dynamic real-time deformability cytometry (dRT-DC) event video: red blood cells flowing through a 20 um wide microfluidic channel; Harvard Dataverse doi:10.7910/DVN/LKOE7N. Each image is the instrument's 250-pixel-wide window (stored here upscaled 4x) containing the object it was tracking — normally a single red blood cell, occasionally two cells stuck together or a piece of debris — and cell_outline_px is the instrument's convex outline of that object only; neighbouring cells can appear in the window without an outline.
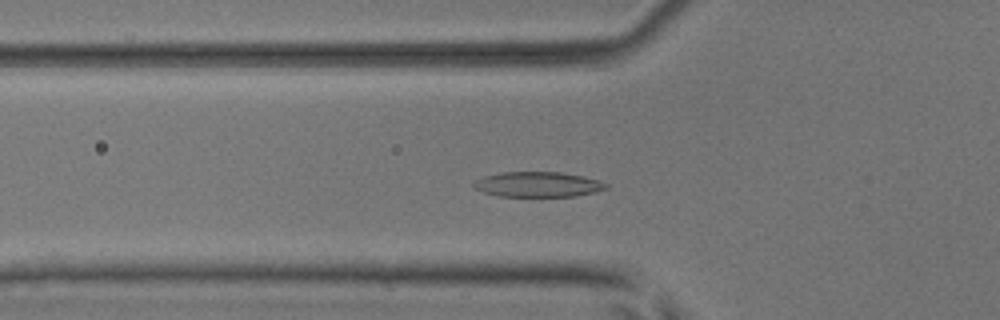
{"species": "common noctule bat (a hibernating species)", "species_latin": "Nyctalus noctula", "temperature_condition": "room temperature", "stored_images_in_passage": 53, "camera_frame_rate_fps": 3000, "um_per_image_px": 0.085, "animal": {"sex": "male", "body_mass_g": 17.9, "forearm_length_mm": 54.2}, "frame": {"image": 1, "passage_image": 18, "time_ms": 5.667, "image_size_px": [1000, 320], "cell_outline_px": [[608, 188], [596, 192], [576, 196], [500, 196], [484, 192], [476, 188], [472, 184], [476, 180], [484, 176], [500, 172], [560, 172], [584, 176], [608, 184]], "centroid_in_image_um": [45.74, 15.67], "position_along_channel_um": 80.1, "area_um2": 19.31}}
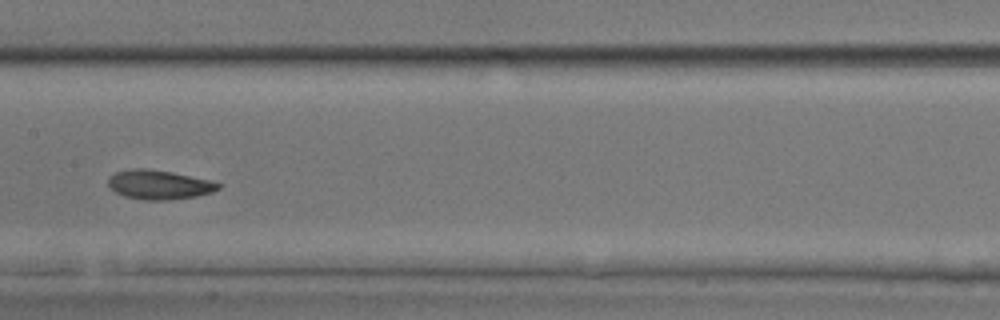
{"frame": {"image": 2, "passage_image": 27, "time_ms": 8.667, "image_size_px": [1000, 320], "cell_outline_px": [[220, 188], [212, 192], [196, 196], [164, 200], [144, 200], [124, 196], [108, 188], [108, 176], [116, 172], [132, 168], [144, 168], [172, 172], [208, 180], [220, 184]], "centroid_in_image_um": [13.46, 15.69], "position_along_channel_um": 193.9, "area_um2": 18.67}}
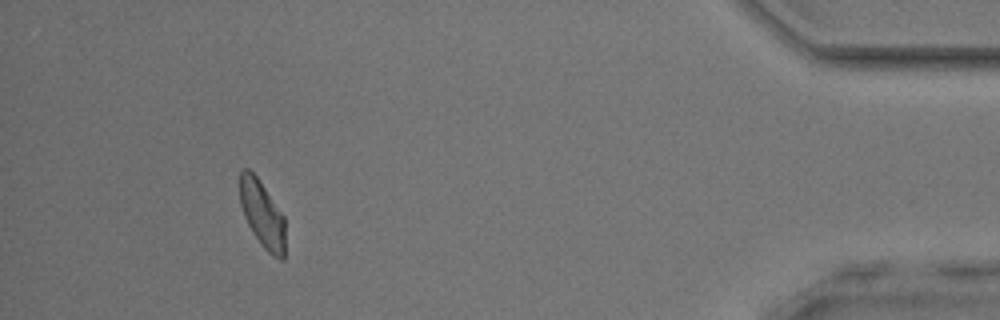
{"frame": {"image": 3, "passage_image": 49, "time_ms": 16.0, "image_size_px": [1000, 320], "cell_outline_px": [[284, 260], [280, 260], [272, 256], [260, 244], [252, 232], [244, 216], [240, 204], [240, 172], [244, 168], [248, 168], [256, 176], [284, 216]], "centroid_in_image_um": [22.28, 18.23], "position_along_channel_um": 412.9, "area_um2": 17.51}, "authors_computed_cell_mechanics": {"area_um2": 18.6694, "velocity_mm_per_s": 3.7997, "shape_relaxation_time_tau1_ms": 4.2598, "shape_relaxation_time_tau2_ms": 2.3067, "deformation_change_tau1": 0.1349, "deformation_change_tau2": 0.073}}